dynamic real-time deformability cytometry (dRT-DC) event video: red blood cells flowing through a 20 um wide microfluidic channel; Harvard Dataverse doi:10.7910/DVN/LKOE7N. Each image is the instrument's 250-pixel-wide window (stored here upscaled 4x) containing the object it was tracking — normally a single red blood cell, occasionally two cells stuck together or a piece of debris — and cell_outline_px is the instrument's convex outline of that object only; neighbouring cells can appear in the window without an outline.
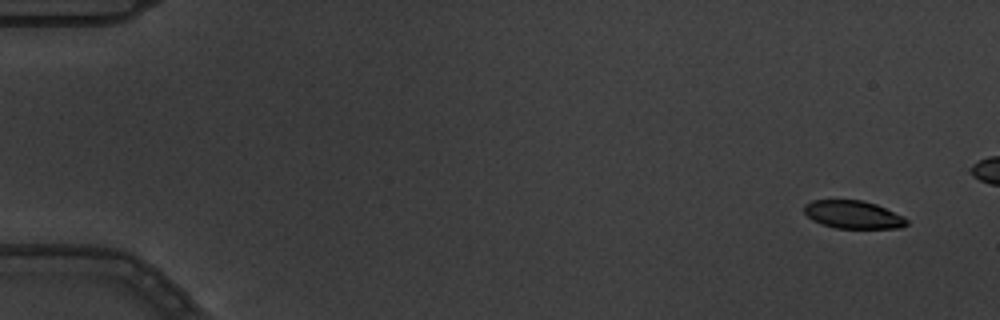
{"species": "common noctule bat (a hibernating species)", "species_latin": "Nyctalus noctula", "temperature_condition": "warm", "stored_images_in_passage": 6, "camera_frame_rate_fps": 3000, "um_per_image_px": 0.085, "animal": {"sex": "male", "body_mass_g": 19.5, "forearm_length_mm": 54.6}, "frame": {"image": 1, "passage_image": 1, "time_ms": 0.0, "image_size_px": [1000, 320], "cell_outline_px": [[908, 224], [900, 228], [836, 228], [820, 224], [812, 220], [804, 212], [804, 204], [812, 200], [860, 200], [876, 204], [904, 216], [908, 220]], "centroid_in_image_um": [72.51, 18.24], "position_along_channel_um": 12.5, "area_um2": 16.76}}